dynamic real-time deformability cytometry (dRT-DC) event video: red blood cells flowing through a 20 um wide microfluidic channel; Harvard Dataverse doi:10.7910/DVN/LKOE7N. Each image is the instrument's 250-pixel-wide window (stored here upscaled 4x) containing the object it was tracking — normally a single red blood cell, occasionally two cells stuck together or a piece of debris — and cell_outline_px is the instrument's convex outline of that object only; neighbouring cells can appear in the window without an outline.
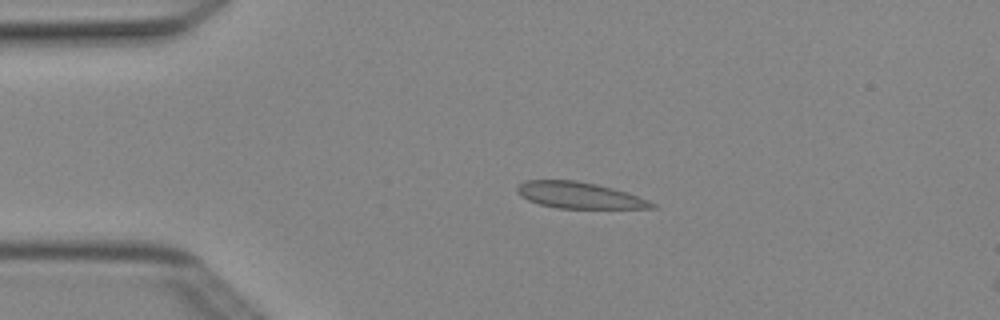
{"species": "Egyptian fruit bat (a non-hibernating species)", "species_latin": "Rousettus aegyptiacus", "temperature_condition": "cold", "stored_images_in_passage": 4, "camera_frame_rate_fps": 3000, "um_per_image_px": 0.085, "animal": {"sex": "female"}, "frame": {"image": 1, "passage_image": 2, "time_ms": 0.333, "image_size_px": [1000, 320], "cell_outline_px": [[656, 208], [556, 208], [540, 204], [528, 200], [520, 196], [516, 192], [516, 188], [524, 180], [576, 180], [596, 184], [628, 192], [648, 200], [656, 204]], "centroid_in_image_um": [49.22, 16.59], "position_along_channel_um": 35.8, "area_um2": 20.63}}